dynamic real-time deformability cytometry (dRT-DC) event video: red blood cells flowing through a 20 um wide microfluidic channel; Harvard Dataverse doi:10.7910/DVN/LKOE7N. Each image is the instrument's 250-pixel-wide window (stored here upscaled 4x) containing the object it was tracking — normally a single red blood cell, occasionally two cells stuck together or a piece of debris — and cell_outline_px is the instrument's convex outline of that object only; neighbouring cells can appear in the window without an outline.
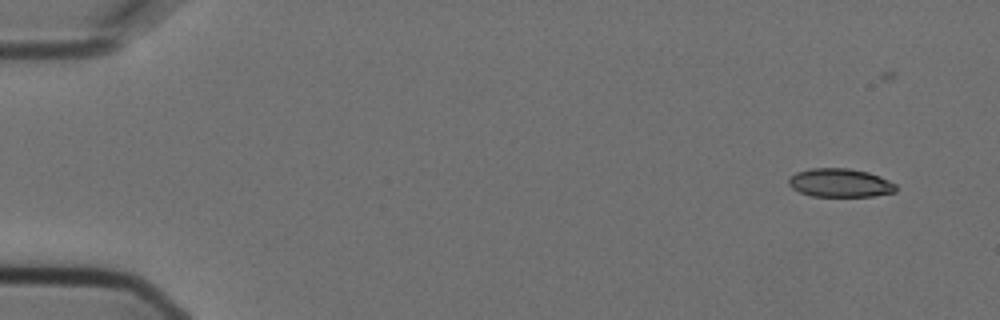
{"species": "Egyptian fruit bat (a non-hibernating species)", "species_latin": "Rousettus aegyptiacus", "temperature_condition": "cold", "stored_images_in_passage": 5, "camera_frame_rate_fps": 3000, "um_per_image_px": 0.085, "animal": {"sex": "female"}, "frame": {"image": 1, "passage_image": 2, "time_ms": 0.333, "image_size_px": [1000, 320], "cell_outline_px": [[896, 192], [872, 196], [812, 196], [800, 192], [792, 188], [788, 184], [788, 180], [796, 172], [812, 168], [848, 168], [868, 172], [880, 176], [896, 184]], "centroid_in_image_um": [71.41, 15.54], "position_along_channel_um": 13.6, "area_um2": 17.8}}